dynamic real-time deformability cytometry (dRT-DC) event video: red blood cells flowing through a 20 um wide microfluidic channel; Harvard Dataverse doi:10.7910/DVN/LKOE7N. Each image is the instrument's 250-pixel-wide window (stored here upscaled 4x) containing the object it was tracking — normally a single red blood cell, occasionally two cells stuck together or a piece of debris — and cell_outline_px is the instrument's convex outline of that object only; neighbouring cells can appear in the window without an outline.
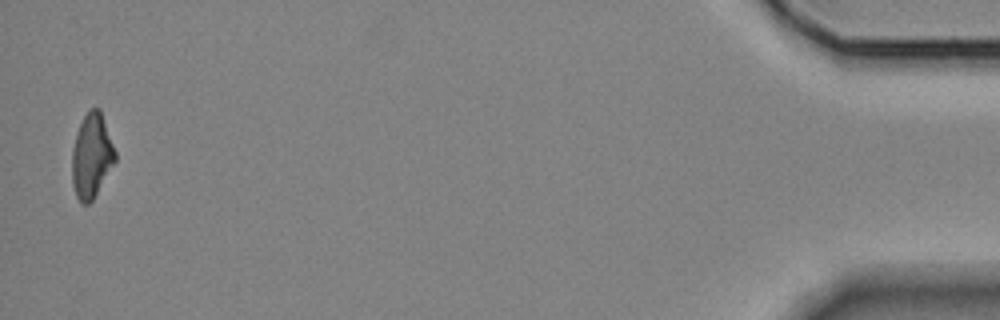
{"species": "Egyptian fruit bat (a non-hibernating species)", "species_latin": "Rousettus aegyptiacus", "temperature_condition": "room temperature", "stored_images_in_passage": 16, "camera_frame_rate_fps": 3000, "um_per_image_px": 0.085, "animal": {"sex": "female"}, "frame": {"image": 1, "passage_image": 16, "time_ms": 19.333, "image_size_px": [1000, 320], "cell_outline_px": [[116, 160], [92, 200], [88, 204], [80, 204], [76, 196], [72, 184], [72, 148], [76, 132], [84, 116], [92, 108], [100, 108], [116, 152]], "centroid_in_image_um": [7.77, 13.25], "position_along_channel_um": 427.4, "area_um2": 21.15}, "authors_computed_cell_mechanics": {"area_um2": 21.3571, "velocity_mm_per_s": 3.5467, "shape_relaxation_time_tau1_ms": 2.8161, "shape_relaxation_time_tau2_ms": null, "deformation_change_tau1": 0.0655, "deformation_change_tau2": null}}